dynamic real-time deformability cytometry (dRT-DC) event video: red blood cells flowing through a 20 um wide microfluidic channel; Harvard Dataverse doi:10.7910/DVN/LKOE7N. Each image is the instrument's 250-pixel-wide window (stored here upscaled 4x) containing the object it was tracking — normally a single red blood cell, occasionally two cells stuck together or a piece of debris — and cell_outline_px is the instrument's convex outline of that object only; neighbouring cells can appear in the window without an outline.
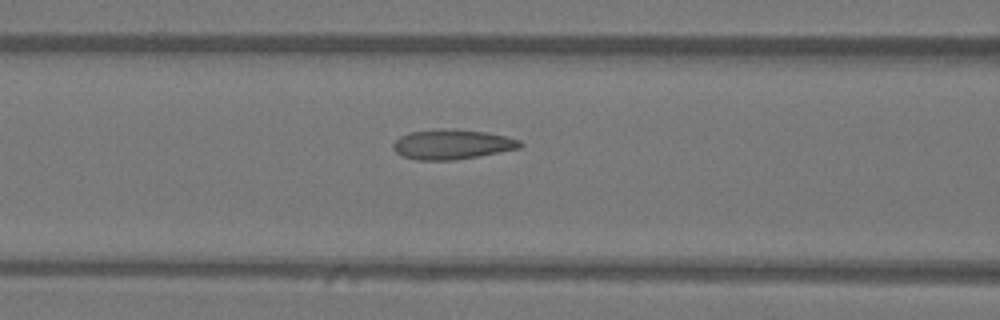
{"species": "Egyptian fruit bat (a non-hibernating species)", "species_latin": "Rousettus aegyptiacus", "temperature_condition": "warm", "stored_images_in_passage": 25, "camera_frame_rate_fps": 3000, "um_per_image_px": 0.085, "animal": {"sex": "female"}, "frame": {"image": 1, "passage_image": 21, "time_ms": 6.667, "image_size_px": [1000, 320], "cell_outline_px": [[524, 144], [520, 148], [480, 156], [456, 160], [416, 160], [400, 156], [392, 148], [392, 144], [400, 136], [412, 132], [440, 128], [444, 128], [484, 132], [504, 136], [520, 140]], "centroid_in_image_um": [38.4, 12.28], "position_along_channel_um": 128.2, "area_um2": 22.14}}
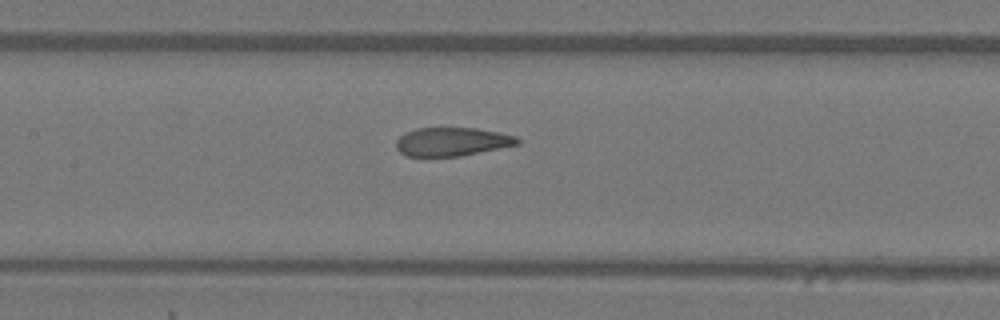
{"frame": {"image": 2, "passage_image": 24, "time_ms": 7.667, "image_size_px": [1000, 320], "cell_outline_px": [[520, 144], [460, 156], [404, 156], [396, 148], [396, 140], [400, 136], [416, 128], [476, 128], [516, 136], [520, 140]], "centroid_in_image_um": [38.41, 12.05], "position_along_channel_um": 169.0, "area_um2": 20.06}}